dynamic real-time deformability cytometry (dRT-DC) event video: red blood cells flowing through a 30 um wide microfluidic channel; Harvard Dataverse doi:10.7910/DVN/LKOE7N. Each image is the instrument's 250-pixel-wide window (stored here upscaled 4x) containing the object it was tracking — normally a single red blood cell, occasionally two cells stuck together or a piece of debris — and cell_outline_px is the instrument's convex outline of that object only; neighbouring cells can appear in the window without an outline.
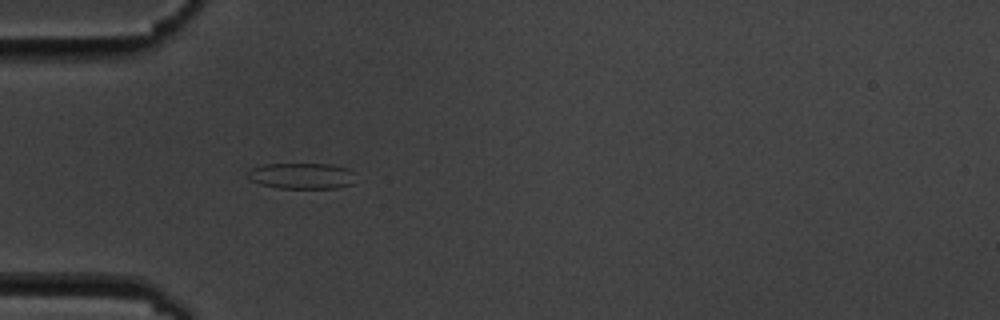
{"species": "common noctule bat (a hibernating species)", "species_latin": "Nyctalus noctula", "temperature_condition": "cold", "stored_images_in_passage": 1, "camera_frame_rate_fps": 3000, "um_per_image_px": 0.085, "animal": {"sex": "male", "body_mass_g": 19.5, "forearm_length_mm": 54.6}, "frame": {"image": 1, "passage_image": 1, "time_ms": 0.0, "image_size_px": [1000, 320], "cell_outline_px": [[352, 184], [336, 188], [280, 188], [260, 184], [252, 180], [248, 176], [248, 172], [252, 168], [264, 164], [332, 164], [348, 168], [352, 172]], "centroid_in_image_um": [25.64, 14.94], "position_along_channel_um": 59.4, "area_um2": 16.13}}